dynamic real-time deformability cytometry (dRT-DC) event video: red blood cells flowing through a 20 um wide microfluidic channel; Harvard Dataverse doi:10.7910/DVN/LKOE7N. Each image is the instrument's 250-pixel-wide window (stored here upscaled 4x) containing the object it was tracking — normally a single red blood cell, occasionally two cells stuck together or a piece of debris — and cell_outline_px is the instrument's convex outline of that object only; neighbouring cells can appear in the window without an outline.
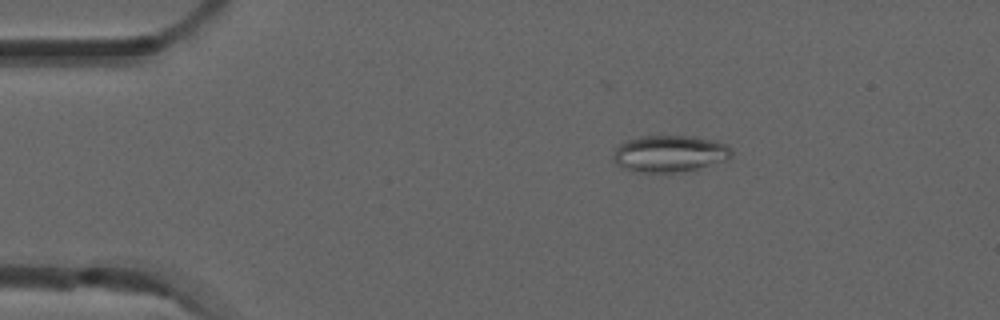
{"species": "common noctule bat (a hibernating species)", "species_latin": "Nyctalus noctula", "temperature_condition": "room temperature", "stored_images_in_passage": 4, "camera_frame_rate_fps": 3000, "um_per_image_px": 0.085, "animal": {"sex": "male", "forearm_length_mm": 52.5}, "frame": {"image": 1, "passage_image": 2, "time_ms": 0.333, "image_size_px": [1000, 320], "cell_outline_px": [[732, 156], [728, 160], [696, 168], [672, 172], [644, 172], [628, 168], [616, 164], [612, 156], [612, 152], [620, 144], [628, 140], [640, 136], [692, 136], [712, 140], [724, 144], [732, 152]], "centroid_in_image_um": [56.91, 13.04], "position_along_channel_um": 28.1, "area_um2": 24.8}}